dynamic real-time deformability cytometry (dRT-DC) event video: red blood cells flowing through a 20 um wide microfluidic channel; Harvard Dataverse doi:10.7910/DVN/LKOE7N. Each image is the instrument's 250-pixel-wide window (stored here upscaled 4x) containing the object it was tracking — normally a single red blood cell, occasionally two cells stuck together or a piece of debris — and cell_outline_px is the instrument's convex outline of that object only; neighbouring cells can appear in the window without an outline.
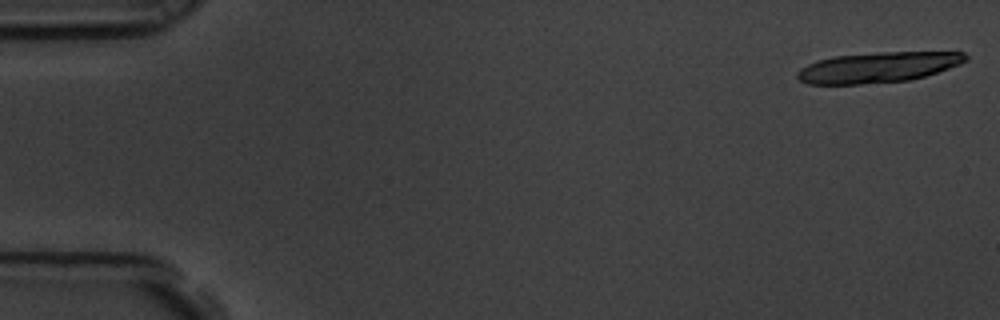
{"species": "common noctule bat (a hibernating species)", "species_latin": "Nyctalus noctula", "temperature_condition": "room temperature", "stored_images_in_passage": 19, "camera_frame_rate_fps": 3000, "um_per_image_px": 0.085, "animal": {"sex": "male", "body_mass_g": 19.5, "forearm_length_mm": 54.6}, "frame": {"image": 1, "passage_image": 1, "time_ms": 0.0, "image_size_px": [1000, 320], "cell_outline_px": [[968, 60], [960, 64], [924, 76], [908, 80], [860, 84], [808, 84], [800, 80], [796, 76], [796, 72], [800, 68], [816, 60], [832, 56], [880, 52], [964, 52], [968, 56]], "centroid_in_image_um": [74.59, 5.71], "position_along_channel_um": 10.4, "area_um2": 29.82}}